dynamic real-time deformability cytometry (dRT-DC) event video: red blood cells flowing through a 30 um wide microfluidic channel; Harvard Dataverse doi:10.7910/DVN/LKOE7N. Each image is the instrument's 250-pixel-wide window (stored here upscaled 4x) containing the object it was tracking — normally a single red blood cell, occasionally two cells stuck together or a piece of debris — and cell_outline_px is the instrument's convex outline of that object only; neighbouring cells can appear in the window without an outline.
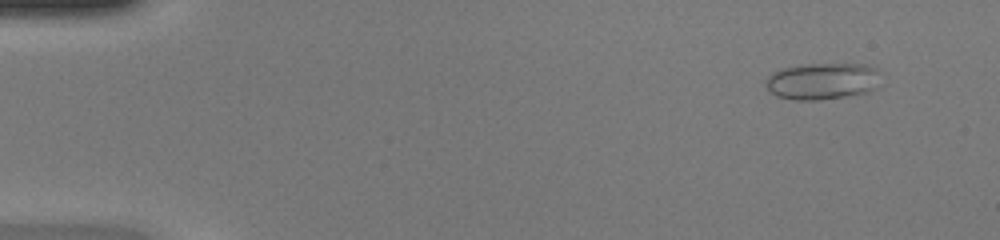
{"species": "common noctule bat (a hibernating species)", "species_latin": "Nyctalus noctula", "temperature_condition": "warm", "stored_images_in_passage": 12, "camera_frame_rate_fps": 3000, "um_per_image_px": 0.085, "animal": {"sex": "female", "body_mass_g": 20.0, "forearm_length_mm": 54.0}, "frame": {"image": 1, "passage_image": 4, "time_ms": 1.0, "image_size_px": [1000, 240], "cell_outline_px": [[884, 84], [868, 92], [820, 100], [792, 100], [776, 96], [764, 84], [764, 80], [772, 72], [780, 68], [804, 64], [864, 64], [876, 68], [880, 72]], "centroid_in_image_um": [69.95, 6.89], "position_along_channel_um": 15.1, "area_um2": 25.2}}